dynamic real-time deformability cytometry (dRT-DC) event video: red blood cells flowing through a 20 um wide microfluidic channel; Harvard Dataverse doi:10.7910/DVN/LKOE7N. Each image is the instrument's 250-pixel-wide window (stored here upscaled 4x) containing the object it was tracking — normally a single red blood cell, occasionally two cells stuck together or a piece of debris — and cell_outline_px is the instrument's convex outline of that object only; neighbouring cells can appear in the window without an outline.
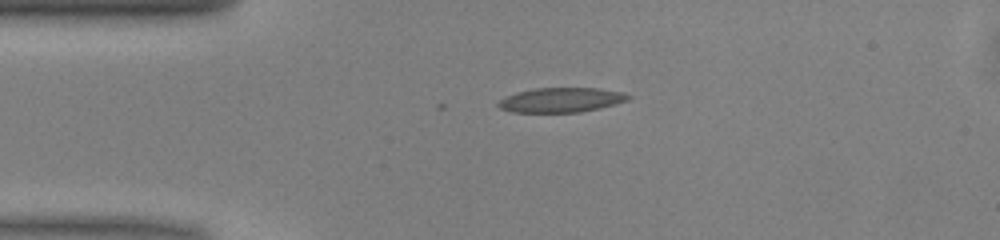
{"species": "common noctule bat (a hibernating species)", "species_latin": "Nyctalus noctula", "temperature_condition": "warm", "stored_images_in_passage": 3, "camera_frame_rate_fps": 3000, "um_per_image_px": 0.085, "animal": {"sex": "male", "body_mass_g": 13.0, "forearm_length_mm": 53.1}, "frame": {"image": 1, "passage_image": 1, "time_ms": 0.0, "image_size_px": [1000, 240], "cell_outline_px": [[632, 96], [628, 100], [616, 104], [600, 108], [580, 112], [512, 112], [500, 108], [496, 104], [504, 96], [516, 92], [536, 88], [600, 88], [624, 92]], "centroid_in_image_um": [47.71, 8.49], "position_along_channel_um": 37.3, "area_um2": 18.79}}